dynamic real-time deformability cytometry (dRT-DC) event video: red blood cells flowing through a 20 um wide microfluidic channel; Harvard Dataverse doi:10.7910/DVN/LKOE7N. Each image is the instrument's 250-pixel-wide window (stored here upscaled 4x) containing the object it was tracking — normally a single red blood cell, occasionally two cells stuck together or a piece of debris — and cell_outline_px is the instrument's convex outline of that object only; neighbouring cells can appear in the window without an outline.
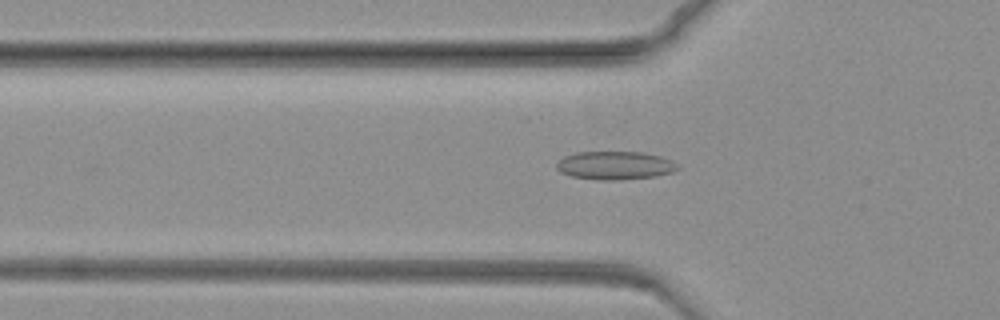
{"species": "common noctule bat (a hibernating species)", "species_latin": "Nyctalus noctula", "temperature_condition": "warm", "stored_images_in_passage": 67, "camera_frame_rate_fps": 3000, "um_per_image_px": 0.085, "animal": {"sex": "female", "body_mass_g": 19.3, "forearm_length_mm": 54.1}, "frame": {"image": 1, "passage_image": 14, "time_ms": 4.333, "image_size_px": [1000, 320], "cell_outline_px": [[680, 168], [672, 172], [656, 176], [616, 180], [604, 180], [572, 176], [560, 172], [556, 168], [556, 164], [564, 156], [576, 152], [640, 152], [660, 156], [672, 160]], "centroid_in_image_um": [52.27, 14.06], "position_along_channel_um": 73.5, "area_um2": 19.83}}
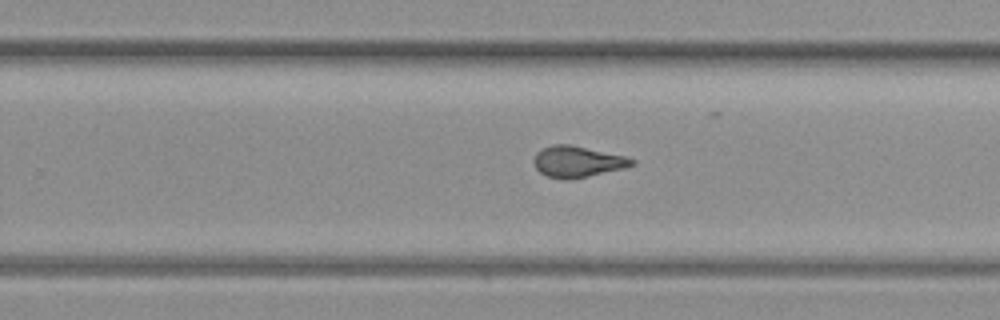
{"frame": {"image": 2, "passage_image": 38, "time_ms": 12.333, "image_size_px": [1000, 320], "cell_outline_px": [[636, 164], [624, 168], [588, 176], [568, 180], [564, 180], [548, 176], [540, 172], [536, 168], [532, 160], [536, 152], [552, 144], [568, 144], [624, 156], [636, 160]], "centroid_in_image_um": [49.06, 13.74], "position_along_channel_um": 280.7, "area_um2": 17.69}}
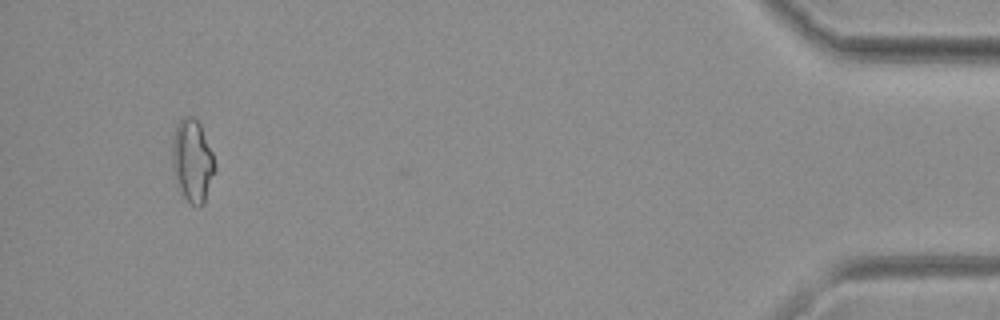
{"frame": {"image": 3, "passage_image": 63, "time_ms": 20.667, "image_size_px": [1000, 320], "cell_outline_px": [[216, 168], [204, 204], [200, 208], [196, 208], [184, 196], [176, 180], [172, 168], [172, 140], [176, 128], [180, 120], [184, 116], [192, 116], [200, 124], [212, 152], [216, 164]], "centroid_in_image_um": [16.37, 13.69], "position_along_channel_um": 418.8, "area_um2": 20.46}}